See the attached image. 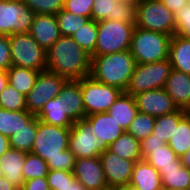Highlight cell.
Returning <instances> with one entry per match:
<instances>
[{
	"label": "cell",
	"mask_w": 190,
	"mask_h": 190,
	"mask_svg": "<svg viewBox=\"0 0 190 190\" xmlns=\"http://www.w3.org/2000/svg\"><path fill=\"white\" fill-rule=\"evenodd\" d=\"M70 131L71 127L49 125L38 119L31 153L46 161L49 170L73 172L76 158L68 149Z\"/></svg>",
	"instance_id": "6da1fadb"
},
{
	"label": "cell",
	"mask_w": 190,
	"mask_h": 190,
	"mask_svg": "<svg viewBox=\"0 0 190 190\" xmlns=\"http://www.w3.org/2000/svg\"><path fill=\"white\" fill-rule=\"evenodd\" d=\"M47 70L67 80H81L90 75L91 55L69 36H61L47 51Z\"/></svg>",
	"instance_id": "7a4b0ae2"
},
{
	"label": "cell",
	"mask_w": 190,
	"mask_h": 190,
	"mask_svg": "<svg viewBox=\"0 0 190 190\" xmlns=\"http://www.w3.org/2000/svg\"><path fill=\"white\" fill-rule=\"evenodd\" d=\"M135 66L136 61L130 50L91 56L89 76L98 82L126 92Z\"/></svg>",
	"instance_id": "3957f363"
},
{
	"label": "cell",
	"mask_w": 190,
	"mask_h": 190,
	"mask_svg": "<svg viewBox=\"0 0 190 190\" xmlns=\"http://www.w3.org/2000/svg\"><path fill=\"white\" fill-rule=\"evenodd\" d=\"M172 36L161 32L134 28L130 52L136 64H147L168 59Z\"/></svg>",
	"instance_id": "277c9868"
},
{
	"label": "cell",
	"mask_w": 190,
	"mask_h": 190,
	"mask_svg": "<svg viewBox=\"0 0 190 190\" xmlns=\"http://www.w3.org/2000/svg\"><path fill=\"white\" fill-rule=\"evenodd\" d=\"M135 26L133 23L123 21L108 19L98 21L96 49L92 56L130 50Z\"/></svg>",
	"instance_id": "5b68a950"
},
{
	"label": "cell",
	"mask_w": 190,
	"mask_h": 190,
	"mask_svg": "<svg viewBox=\"0 0 190 190\" xmlns=\"http://www.w3.org/2000/svg\"><path fill=\"white\" fill-rule=\"evenodd\" d=\"M136 27L173 36L175 15L161 0H140L136 7Z\"/></svg>",
	"instance_id": "8992f818"
},
{
	"label": "cell",
	"mask_w": 190,
	"mask_h": 190,
	"mask_svg": "<svg viewBox=\"0 0 190 190\" xmlns=\"http://www.w3.org/2000/svg\"><path fill=\"white\" fill-rule=\"evenodd\" d=\"M12 65L47 70L46 50L29 33L9 35Z\"/></svg>",
	"instance_id": "52a82bcc"
},
{
	"label": "cell",
	"mask_w": 190,
	"mask_h": 190,
	"mask_svg": "<svg viewBox=\"0 0 190 190\" xmlns=\"http://www.w3.org/2000/svg\"><path fill=\"white\" fill-rule=\"evenodd\" d=\"M172 69L169 59L147 64H136L126 93L134 96L148 90L164 88L166 79Z\"/></svg>",
	"instance_id": "ba28073f"
},
{
	"label": "cell",
	"mask_w": 190,
	"mask_h": 190,
	"mask_svg": "<svg viewBox=\"0 0 190 190\" xmlns=\"http://www.w3.org/2000/svg\"><path fill=\"white\" fill-rule=\"evenodd\" d=\"M81 90L86 116L107 112L124 92L117 87L98 82L91 76L81 79Z\"/></svg>",
	"instance_id": "9c48e42d"
},
{
	"label": "cell",
	"mask_w": 190,
	"mask_h": 190,
	"mask_svg": "<svg viewBox=\"0 0 190 190\" xmlns=\"http://www.w3.org/2000/svg\"><path fill=\"white\" fill-rule=\"evenodd\" d=\"M34 16L25 2L0 0V35L29 33Z\"/></svg>",
	"instance_id": "30bf717a"
},
{
	"label": "cell",
	"mask_w": 190,
	"mask_h": 190,
	"mask_svg": "<svg viewBox=\"0 0 190 190\" xmlns=\"http://www.w3.org/2000/svg\"><path fill=\"white\" fill-rule=\"evenodd\" d=\"M66 81V78L52 71H40L35 86L25 97L27 110L37 115L50 99L59 95Z\"/></svg>",
	"instance_id": "8fae6325"
},
{
	"label": "cell",
	"mask_w": 190,
	"mask_h": 190,
	"mask_svg": "<svg viewBox=\"0 0 190 190\" xmlns=\"http://www.w3.org/2000/svg\"><path fill=\"white\" fill-rule=\"evenodd\" d=\"M68 149L76 159L99 157L106 150L105 141L97 139L86 119L73 122L69 135Z\"/></svg>",
	"instance_id": "7c38bea8"
},
{
	"label": "cell",
	"mask_w": 190,
	"mask_h": 190,
	"mask_svg": "<svg viewBox=\"0 0 190 190\" xmlns=\"http://www.w3.org/2000/svg\"><path fill=\"white\" fill-rule=\"evenodd\" d=\"M108 188H119L129 185L134 164L133 160L120 158L106 149L99 155Z\"/></svg>",
	"instance_id": "4fadbf2b"
},
{
	"label": "cell",
	"mask_w": 190,
	"mask_h": 190,
	"mask_svg": "<svg viewBox=\"0 0 190 190\" xmlns=\"http://www.w3.org/2000/svg\"><path fill=\"white\" fill-rule=\"evenodd\" d=\"M138 111L154 117L176 112L179 107L164 88L148 90L134 95Z\"/></svg>",
	"instance_id": "5bb4252c"
},
{
	"label": "cell",
	"mask_w": 190,
	"mask_h": 190,
	"mask_svg": "<svg viewBox=\"0 0 190 190\" xmlns=\"http://www.w3.org/2000/svg\"><path fill=\"white\" fill-rule=\"evenodd\" d=\"M136 7V4L117 2L116 0H94L91 19L96 22L108 19L135 24Z\"/></svg>",
	"instance_id": "9a60e30c"
},
{
	"label": "cell",
	"mask_w": 190,
	"mask_h": 190,
	"mask_svg": "<svg viewBox=\"0 0 190 190\" xmlns=\"http://www.w3.org/2000/svg\"><path fill=\"white\" fill-rule=\"evenodd\" d=\"M73 175L86 190H107L104 171L99 157L75 160Z\"/></svg>",
	"instance_id": "2e32d148"
},
{
	"label": "cell",
	"mask_w": 190,
	"mask_h": 190,
	"mask_svg": "<svg viewBox=\"0 0 190 190\" xmlns=\"http://www.w3.org/2000/svg\"><path fill=\"white\" fill-rule=\"evenodd\" d=\"M29 34L47 51L61 37L56 16L35 14Z\"/></svg>",
	"instance_id": "e0dca14e"
},
{
	"label": "cell",
	"mask_w": 190,
	"mask_h": 190,
	"mask_svg": "<svg viewBox=\"0 0 190 190\" xmlns=\"http://www.w3.org/2000/svg\"><path fill=\"white\" fill-rule=\"evenodd\" d=\"M97 139L105 141V149L119 138L125 130L112 118L108 112L95 113L85 117Z\"/></svg>",
	"instance_id": "ac0fdd59"
},
{
	"label": "cell",
	"mask_w": 190,
	"mask_h": 190,
	"mask_svg": "<svg viewBox=\"0 0 190 190\" xmlns=\"http://www.w3.org/2000/svg\"><path fill=\"white\" fill-rule=\"evenodd\" d=\"M27 152L9 148L0 157V167L7 178L18 190L22 189L24 183L23 166Z\"/></svg>",
	"instance_id": "d6986e66"
},
{
	"label": "cell",
	"mask_w": 190,
	"mask_h": 190,
	"mask_svg": "<svg viewBox=\"0 0 190 190\" xmlns=\"http://www.w3.org/2000/svg\"><path fill=\"white\" fill-rule=\"evenodd\" d=\"M164 90L180 109H186L190 105V74L172 69Z\"/></svg>",
	"instance_id": "ffe728a7"
},
{
	"label": "cell",
	"mask_w": 190,
	"mask_h": 190,
	"mask_svg": "<svg viewBox=\"0 0 190 190\" xmlns=\"http://www.w3.org/2000/svg\"><path fill=\"white\" fill-rule=\"evenodd\" d=\"M68 110V116L73 120L85 119V107L82 98L81 80H67L59 95Z\"/></svg>",
	"instance_id": "44dd1931"
},
{
	"label": "cell",
	"mask_w": 190,
	"mask_h": 190,
	"mask_svg": "<svg viewBox=\"0 0 190 190\" xmlns=\"http://www.w3.org/2000/svg\"><path fill=\"white\" fill-rule=\"evenodd\" d=\"M130 186L138 190H162L159 171L142 159L134 164Z\"/></svg>",
	"instance_id": "7402d4cb"
},
{
	"label": "cell",
	"mask_w": 190,
	"mask_h": 190,
	"mask_svg": "<svg viewBox=\"0 0 190 190\" xmlns=\"http://www.w3.org/2000/svg\"><path fill=\"white\" fill-rule=\"evenodd\" d=\"M36 116L43 123L60 127H71L74 122L68 116L63 98L59 96L50 99Z\"/></svg>",
	"instance_id": "603a6c76"
},
{
	"label": "cell",
	"mask_w": 190,
	"mask_h": 190,
	"mask_svg": "<svg viewBox=\"0 0 190 190\" xmlns=\"http://www.w3.org/2000/svg\"><path fill=\"white\" fill-rule=\"evenodd\" d=\"M107 112L126 131L139 111L134 96L123 92Z\"/></svg>",
	"instance_id": "cb8c5ba5"
},
{
	"label": "cell",
	"mask_w": 190,
	"mask_h": 190,
	"mask_svg": "<svg viewBox=\"0 0 190 190\" xmlns=\"http://www.w3.org/2000/svg\"><path fill=\"white\" fill-rule=\"evenodd\" d=\"M168 59L173 69L190 74V40L173 35Z\"/></svg>",
	"instance_id": "d4e9b609"
},
{
	"label": "cell",
	"mask_w": 190,
	"mask_h": 190,
	"mask_svg": "<svg viewBox=\"0 0 190 190\" xmlns=\"http://www.w3.org/2000/svg\"><path fill=\"white\" fill-rule=\"evenodd\" d=\"M141 154L143 159L158 171L160 168L180 167L182 165L181 159L176 156L168 144L156 149H141Z\"/></svg>",
	"instance_id": "484cf974"
},
{
	"label": "cell",
	"mask_w": 190,
	"mask_h": 190,
	"mask_svg": "<svg viewBox=\"0 0 190 190\" xmlns=\"http://www.w3.org/2000/svg\"><path fill=\"white\" fill-rule=\"evenodd\" d=\"M40 71L29 68L10 66L7 70L8 84L26 96L35 86Z\"/></svg>",
	"instance_id": "4316f807"
},
{
	"label": "cell",
	"mask_w": 190,
	"mask_h": 190,
	"mask_svg": "<svg viewBox=\"0 0 190 190\" xmlns=\"http://www.w3.org/2000/svg\"><path fill=\"white\" fill-rule=\"evenodd\" d=\"M35 116L28 110L9 111L0 108V133L9 138L19 128L28 124Z\"/></svg>",
	"instance_id": "83f0119b"
},
{
	"label": "cell",
	"mask_w": 190,
	"mask_h": 190,
	"mask_svg": "<svg viewBox=\"0 0 190 190\" xmlns=\"http://www.w3.org/2000/svg\"><path fill=\"white\" fill-rule=\"evenodd\" d=\"M110 151L120 158L135 162L143 159L141 154V142L126 131L109 145Z\"/></svg>",
	"instance_id": "f1b7e54d"
},
{
	"label": "cell",
	"mask_w": 190,
	"mask_h": 190,
	"mask_svg": "<svg viewBox=\"0 0 190 190\" xmlns=\"http://www.w3.org/2000/svg\"><path fill=\"white\" fill-rule=\"evenodd\" d=\"M162 188L190 190V170L185 166L160 168Z\"/></svg>",
	"instance_id": "f546056e"
},
{
	"label": "cell",
	"mask_w": 190,
	"mask_h": 190,
	"mask_svg": "<svg viewBox=\"0 0 190 190\" xmlns=\"http://www.w3.org/2000/svg\"><path fill=\"white\" fill-rule=\"evenodd\" d=\"M185 115L186 110L179 108L176 112L156 117L152 134L167 144L179 121Z\"/></svg>",
	"instance_id": "4dcf8cb0"
},
{
	"label": "cell",
	"mask_w": 190,
	"mask_h": 190,
	"mask_svg": "<svg viewBox=\"0 0 190 190\" xmlns=\"http://www.w3.org/2000/svg\"><path fill=\"white\" fill-rule=\"evenodd\" d=\"M38 118L35 116L28 124L19 128L10 137V147L16 150L31 152L37 133Z\"/></svg>",
	"instance_id": "1f68e13d"
},
{
	"label": "cell",
	"mask_w": 190,
	"mask_h": 190,
	"mask_svg": "<svg viewBox=\"0 0 190 190\" xmlns=\"http://www.w3.org/2000/svg\"><path fill=\"white\" fill-rule=\"evenodd\" d=\"M167 144L178 158L190 148V118L187 115L179 121Z\"/></svg>",
	"instance_id": "d6a6232c"
},
{
	"label": "cell",
	"mask_w": 190,
	"mask_h": 190,
	"mask_svg": "<svg viewBox=\"0 0 190 190\" xmlns=\"http://www.w3.org/2000/svg\"><path fill=\"white\" fill-rule=\"evenodd\" d=\"M79 46L89 55H93L97 43V22L93 19L87 21L71 36Z\"/></svg>",
	"instance_id": "836d02e7"
},
{
	"label": "cell",
	"mask_w": 190,
	"mask_h": 190,
	"mask_svg": "<svg viewBox=\"0 0 190 190\" xmlns=\"http://www.w3.org/2000/svg\"><path fill=\"white\" fill-rule=\"evenodd\" d=\"M155 119L154 116L138 112L126 132L141 142L152 134Z\"/></svg>",
	"instance_id": "e575fe53"
},
{
	"label": "cell",
	"mask_w": 190,
	"mask_h": 190,
	"mask_svg": "<svg viewBox=\"0 0 190 190\" xmlns=\"http://www.w3.org/2000/svg\"><path fill=\"white\" fill-rule=\"evenodd\" d=\"M58 26L60 29L61 36L71 37L77 29L82 27L90 19L88 17H83L75 15L73 13L67 12L62 9L56 15Z\"/></svg>",
	"instance_id": "d590c367"
},
{
	"label": "cell",
	"mask_w": 190,
	"mask_h": 190,
	"mask_svg": "<svg viewBox=\"0 0 190 190\" xmlns=\"http://www.w3.org/2000/svg\"><path fill=\"white\" fill-rule=\"evenodd\" d=\"M24 180L46 177L49 172L48 164L38 155L27 153L23 166Z\"/></svg>",
	"instance_id": "8d00e7d4"
},
{
	"label": "cell",
	"mask_w": 190,
	"mask_h": 190,
	"mask_svg": "<svg viewBox=\"0 0 190 190\" xmlns=\"http://www.w3.org/2000/svg\"><path fill=\"white\" fill-rule=\"evenodd\" d=\"M25 97L26 96L19 93L13 86L8 84L0 93V108L9 111L27 110Z\"/></svg>",
	"instance_id": "74e56055"
},
{
	"label": "cell",
	"mask_w": 190,
	"mask_h": 190,
	"mask_svg": "<svg viewBox=\"0 0 190 190\" xmlns=\"http://www.w3.org/2000/svg\"><path fill=\"white\" fill-rule=\"evenodd\" d=\"M24 2L35 14L56 15L64 6V0H25Z\"/></svg>",
	"instance_id": "f35d334b"
},
{
	"label": "cell",
	"mask_w": 190,
	"mask_h": 190,
	"mask_svg": "<svg viewBox=\"0 0 190 190\" xmlns=\"http://www.w3.org/2000/svg\"><path fill=\"white\" fill-rule=\"evenodd\" d=\"M175 15V33L190 40V2L174 13Z\"/></svg>",
	"instance_id": "ab89813d"
},
{
	"label": "cell",
	"mask_w": 190,
	"mask_h": 190,
	"mask_svg": "<svg viewBox=\"0 0 190 190\" xmlns=\"http://www.w3.org/2000/svg\"><path fill=\"white\" fill-rule=\"evenodd\" d=\"M50 190H58L75 180L73 172L65 170H49L46 176Z\"/></svg>",
	"instance_id": "60d3db41"
},
{
	"label": "cell",
	"mask_w": 190,
	"mask_h": 190,
	"mask_svg": "<svg viewBox=\"0 0 190 190\" xmlns=\"http://www.w3.org/2000/svg\"><path fill=\"white\" fill-rule=\"evenodd\" d=\"M94 0H64L63 9L75 15L91 19Z\"/></svg>",
	"instance_id": "b9f144b4"
},
{
	"label": "cell",
	"mask_w": 190,
	"mask_h": 190,
	"mask_svg": "<svg viewBox=\"0 0 190 190\" xmlns=\"http://www.w3.org/2000/svg\"><path fill=\"white\" fill-rule=\"evenodd\" d=\"M12 66L10 40L8 35H0V71H7Z\"/></svg>",
	"instance_id": "7bdbcfd3"
},
{
	"label": "cell",
	"mask_w": 190,
	"mask_h": 190,
	"mask_svg": "<svg viewBox=\"0 0 190 190\" xmlns=\"http://www.w3.org/2000/svg\"><path fill=\"white\" fill-rule=\"evenodd\" d=\"M21 190H50L47 178L40 177L24 181Z\"/></svg>",
	"instance_id": "ee69618b"
},
{
	"label": "cell",
	"mask_w": 190,
	"mask_h": 190,
	"mask_svg": "<svg viewBox=\"0 0 190 190\" xmlns=\"http://www.w3.org/2000/svg\"><path fill=\"white\" fill-rule=\"evenodd\" d=\"M166 143L160 138L158 139L155 135L151 134L147 138L141 141V149H156L161 148Z\"/></svg>",
	"instance_id": "f6af8a7d"
},
{
	"label": "cell",
	"mask_w": 190,
	"mask_h": 190,
	"mask_svg": "<svg viewBox=\"0 0 190 190\" xmlns=\"http://www.w3.org/2000/svg\"><path fill=\"white\" fill-rule=\"evenodd\" d=\"M162 3L173 13L186 6L190 0H161Z\"/></svg>",
	"instance_id": "bcb514c9"
},
{
	"label": "cell",
	"mask_w": 190,
	"mask_h": 190,
	"mask_svg": "<svg viewBox=\"0 0 190 190\" xmlns=\"http://www.w3.org/2000/svg\"><path fill=\"white\" fill-rule=\"evenodd\" d=\"M10 141L9 138L0 133V157L9 149Z\"/></svg>",
	"instance_id": "7dc6e473"
},
{
	"label": "cell",
	"mask_w": 190,
	"mask_h": 190,
	"mask_svg": "<svg viewBox=\"0 0 190 190\" xmlns=\"http://www.w3.org/2000/svg\"><path fill=\"white\" fill-rule=\"evenodd\" d=\"M58 190H86L85 187L76 179L72 182V184H68L62 188H58Z\"/></svg>",
	"instance_id": "c3c4849f"
},
{
	"label": "cell",
	"mask_w": 190,
	"mask_h": 190,
	"mask_svg": "<svg viewBox=\"0 0 190 190\" xmlns=\"http://www.w3.org/2000/svg\"><path fill=\"white\" fill-rule=\"evenodd\" d=\"M0 190H18L7 178H0Z\"/></svg>",
	"instance_id": "681fc988"
},
{
	"label": "cell",
	"mask_w": 190,
	"mask_h": 190,
	"mask_svg": "<svg viewBox=\"0 0 190 190\" xmlns=\"http://www.w3.org/2000/svg\"><path fill=\"white\" fill-rule=\"evenodd\" d=\"M8 85L7 71H0V93Z\"/></svg>",
	"instance_id": "f907efd6"
},
{
	"label": "cell",
	"mask_w": 190,
	"mask_h": 190,
	"mask_svg": "<svg viewBox=\"0 0 190 190\" xmlns=\"http://www.w3.org/2000/svg\"><path fill=\"white\" fill-rule=\"evenodd\" d=\"M181 163L183 166H185L187 169L190 170V148L187 150L186 153H184L181 157Z\"/></svg>",
	"instance_id": "816d5d0a"
},
{
	"label": "cell",
	"mask_w": 190,
	"mask_h": 190,
	"mask_svg": "<svg viewBox=\"0 0 190 190\" xmlns=\"http://www.w3.org/2000/svg\"><path fill=\"white\" fill-rule=\"evenodd\" d=\"M118 190H138L137 188L130 186V185H126V186H122L117 188Z\"/></svg>",
	"instance_id": "f5cc1de1"
},
{
	"label": "cell",
	"mask_w": 190,
	"mask_h": 190,
	"mask_svg": "<svg viewBox=\"0 0 190 190\" xmlns=\"http://www.w3.org/2000/svg\"><path fill=\"white\" fill-rule=\"evenodd\" d=\"M117 2H125V3H133V4H138L140 0H116Z\"/></svg>",
	"instance_id": "db71d44e"
},
{
	"label": "cell",
	"mask_w": 190,
	"mask_h": 190,
	"mask_svg": "<svg viewBox=\"0 0 190 190\" xmlns=\"http://www.w3.org/2000/svg\"><path fill=\"white\" fill-rule=\"evenodd\" d=\"M185 110H186V115L190 118V105Z\"/></svg>",
	"instance_id": "11a10c76"
},
{
	"label": "cell",
	"mask_w": 190,
	"mask_h": 190,
	"mask_svg": "<svg viewBox=\"0 0 190 190\" xmlns=\"http://www.w3.org/2000/svg\"><path fill=\"white\" fill-rule=\"evenodd\" d=\"M3 177H4V172H3V170L0 167V178H3Z\"/></svg>",
	"instance_id": "9f6ffc18"
},
{
	"label": "cell",
	"mask_w": 190,
	"mask_h": 190,
	"mask_svg": "<svg viewBox=\"0 0 190 190\" xmlns=\"http://www.w3.org/2000/svg\"><path fill=\"white\" fill-rule=\"evenodd\" d=\"M8 1L24 2L25 0H8Z\"/></svg>",
	"instance_id": "6f0895ef"
},
{
	"label": "cell",
	"mask_w": 190,
	"mask_h": 190,
	"mask_svg": "<svg viewBox=\"0 0 190 190\" xmlns=\"http://www.w3.org/2000/svg\"><path fill=\"white\" fill-rule=\"evenodd\" d=\"M162 190H178V189L163 188Z\"/></svg>",
	"instance_id": "680465c9"
},
{
	"label": "cell",
	"mask_w": 190,
	"mask_h": 190,
	"mask_svg": "<svg viewBox=\"0 0 190 190\" xmlns=\"http://www.w3.org/2000/svg\"><path fill=\"white\" fill-rule=\"evenodd\" d=\"M107 190H118V189H115V188H109V189H107Z\"/></svg>",
	"instance_id": "91938a15"
}]
</instances>
